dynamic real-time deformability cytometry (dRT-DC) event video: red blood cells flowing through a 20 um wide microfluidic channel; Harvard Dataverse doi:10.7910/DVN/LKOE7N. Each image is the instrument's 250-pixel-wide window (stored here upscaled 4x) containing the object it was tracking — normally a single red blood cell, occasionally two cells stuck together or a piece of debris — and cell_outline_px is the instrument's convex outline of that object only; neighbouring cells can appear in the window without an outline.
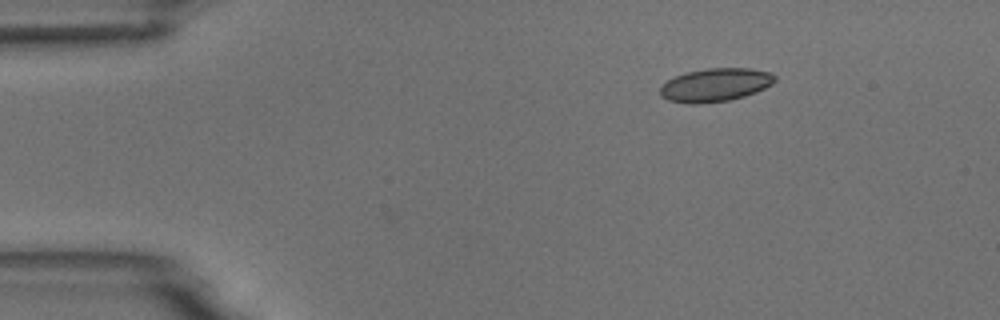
{"species": "common noctule bat (a hibernating species)", "species_latin": "Nyctalus noctula", "temperature_condition": "room temperature", "stored_images_in_passage": 4, "camera_frame_rate_fps": 3000, "um_per_image_px": 0.085, "animal": {"sex": "male", "body_mass_g": 18.8}, "frame": {"image": 1, "passage_image": 1, "time_ms": 0.0, "image_size_px": [1000, 320], "cell_outline_px": [[776, 80], [772, 84], [756, 92], [744, 96], [728, 100], [696, 104], [688, 104], [668, 100], [660, 96], [660, 88], [668, 80], [676, 76], [688, 72], [708, 68], [748, 68], [772, 72], [776, 76]], "centroid_in_image_um": [60.82, 7.22], "position_along_channel_um": 24.2, "area_um2": 22.2}}